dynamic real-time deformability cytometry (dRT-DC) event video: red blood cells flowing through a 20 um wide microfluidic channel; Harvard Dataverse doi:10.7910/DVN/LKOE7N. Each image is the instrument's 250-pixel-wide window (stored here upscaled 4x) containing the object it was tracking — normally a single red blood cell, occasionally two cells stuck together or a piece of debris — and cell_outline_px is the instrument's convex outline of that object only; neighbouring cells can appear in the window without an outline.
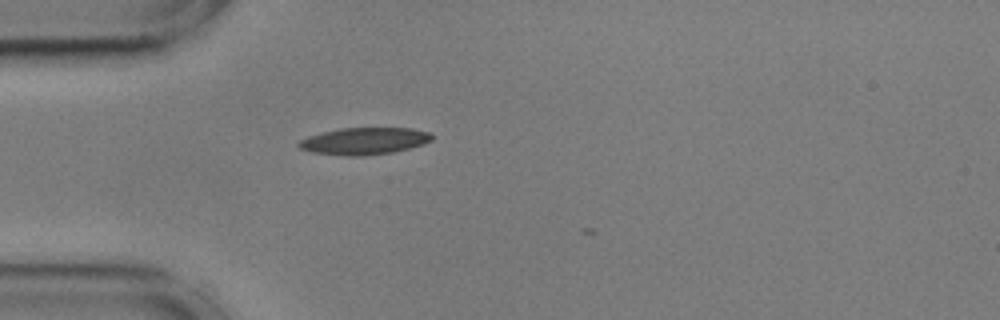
{"species": "common noctule bat (a hibernating species)", "species_latin": "Nyctalus noctula", "temperature_condition": "cold", "stored_images_in_passage": 2, "camera_frame_rate_fps": 3000, "um_per_image_px": 0.085, "animal": {"sex": "male", "body_mass_g": 17.9, "forearm_length_mm": 54.2}, "frame": {"image": 1, "passage_image": 1, "time_ms": 0.0, "image_size_px": [1000, 320], "cell_outline_px": [[432, 140], [424, 144], [392, 152], [364, 156], [344, 156], [312, 152], [300, 148], [296, 144], [300, 140], [308, 136], [340, 128], [412, 128], [432, 132]], "centroid_in_image_um": [30.98, 11.99], "position_along_channel_um": 54.0, "area_um2": 20.98}}